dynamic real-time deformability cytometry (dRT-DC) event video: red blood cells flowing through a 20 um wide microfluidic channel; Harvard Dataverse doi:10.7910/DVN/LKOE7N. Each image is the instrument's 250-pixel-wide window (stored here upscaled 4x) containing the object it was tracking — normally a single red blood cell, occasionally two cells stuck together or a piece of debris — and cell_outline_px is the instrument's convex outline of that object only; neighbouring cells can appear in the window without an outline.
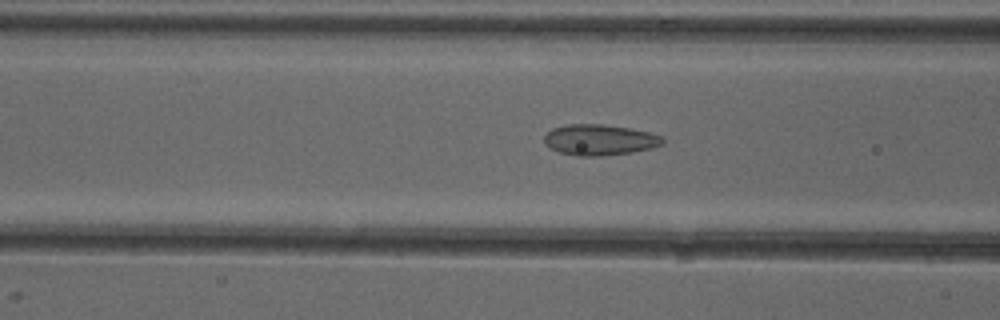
{"species": "common noctule bat (a hibernating species)", "species_latin": "Nyctalus noctula", "temperature_condition": "cold", "stored_images_in_passage": 30, "camera_frame_rate_fps": 3000, "um_per_image_px": 0.085, "animal": {"sex": "female"}, "frame": {"image": 1, "passage_image": 5, "time_ms": 1.333, "image_size_px": [1000, 320], "cell_outline_px": [[664, 144], [652, 148], [632, 152], [604, 156], [576, 156], [560, 152], [544, 144], [544, 136], [552, 128], [568, 124], [604, 124], [632, 128], [664, 136]], "centroid_in_image_um": [51.0, 11.88], "position_along_channel_um": 115.6, "area_um2": 21.5}}
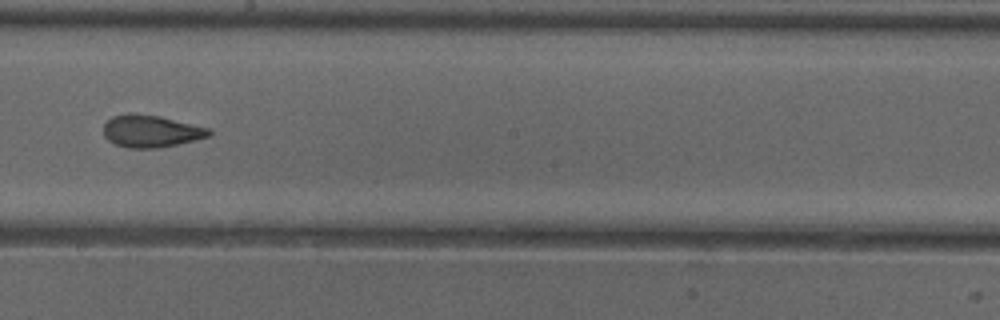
{"frame": {"image": 2, "passage_image": 14, "time_ms": 4.333, "image_size_px": [1000, 320], "cell_outline_px": [[212, 132], [208, 136], [196, 140], [160, 148], [128, 148], [116, 144], [108, 140], [104, 136], [104, 124], [112, 116], [132, 112], [160, 116], [208, 128]], "centroid_in_image_um": [12.81, 11.14], "position_along_channel_um": 235.4, "area_um2": 19.83}}
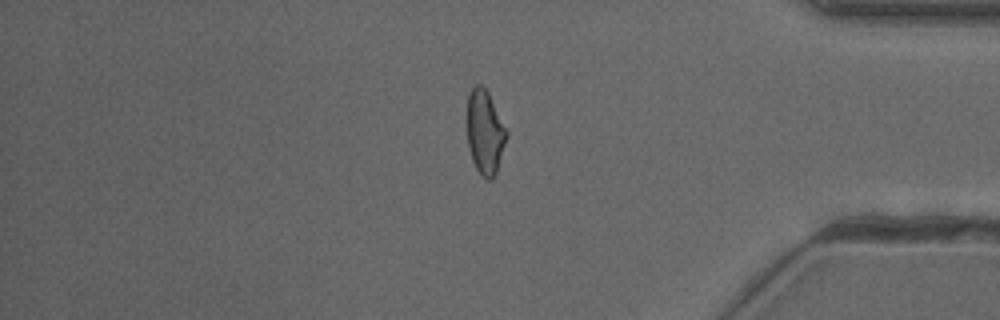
{"frame": {"image": 3, "passage_image": 28, "time_ms": 9.0, "image_size_px": [1000, 320], "cell_outline_px": [[508, 136], [496, 172], [492, 180], [488, 180], [476, 168], [472, 160], [468, 148], [468, 92], [476, 84], [480, 84], [488, 92], [508, 132]], "centroid_in_image_um": [41.23, 11.23], "position_along_channel_um": 394.0, "area_um2": 19.13}}